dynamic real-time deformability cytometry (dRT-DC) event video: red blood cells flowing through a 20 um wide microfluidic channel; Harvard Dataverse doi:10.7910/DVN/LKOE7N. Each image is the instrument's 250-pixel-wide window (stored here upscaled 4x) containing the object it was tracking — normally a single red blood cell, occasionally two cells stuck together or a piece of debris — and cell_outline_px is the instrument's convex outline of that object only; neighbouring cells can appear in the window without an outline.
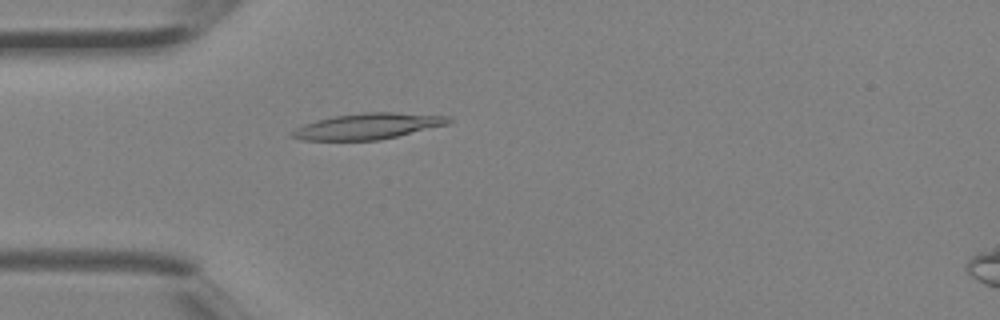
{"species": "Egyptian fruit bat (a non-hibernating species)", "species_latin": "Rousettus aegyptiacus", "temperature_condition": "room temperature", "stored_images_in_passage": 3, "camera_frame_rate_fps": 3000, "um_per_image_px": 0.085, "animal": {"sex": "female"}, "frame": {"image": 1, "passage_image": 3, "time_ms": 0.667, "image_size_px": [1000, 320], "cell_outline_px": [[452, 120], [448, 124], [380, 140], [300, 140], [288, 136], [296, 128], [304, 124], [316, 120], [336, 116], [364, 112], [392, 112], [448, 116]], "centroid_in_image_um": [31.24, 10.73], "position_along_channel_um": 53.8, "area_um2": 23.47}}